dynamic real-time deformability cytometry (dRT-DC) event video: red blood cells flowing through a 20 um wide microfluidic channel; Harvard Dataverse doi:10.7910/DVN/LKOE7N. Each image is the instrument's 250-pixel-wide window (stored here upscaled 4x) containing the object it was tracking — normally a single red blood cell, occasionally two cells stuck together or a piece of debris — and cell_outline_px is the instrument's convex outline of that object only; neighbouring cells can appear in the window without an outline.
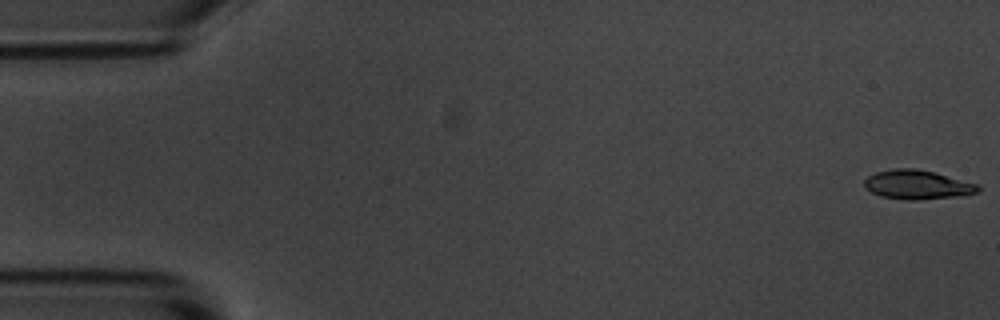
{"species": "common noctule bat (a hibernating species)", "species_latin": "Nyctalus noctula", "temperature_condition": "room temperature", "stored_images_in_passage": 6, "camera_frame_rate_fps": 3000, "um_per_image_px": 0.085, "animal": {"sex": "male", "body_mass_g": 20.1, "forearm_length_mm": 53.5}, "frame": {"image": 1, "passage_image": 1, "time_ms": 0.0, "image_size_px": [1000, 320], "cell_outline_px": [[980, 192], [964, 196], [916, 200], [908, 200], [880, 196], [864, 188], [864, 180], [868, 176], [876, 172], [896, 168], [916, 168], [980, 184]], "centroid_in_image_um": [78.01, 15.71], "position_along_channel_um": 7.0, "area_um2": 19.48}}